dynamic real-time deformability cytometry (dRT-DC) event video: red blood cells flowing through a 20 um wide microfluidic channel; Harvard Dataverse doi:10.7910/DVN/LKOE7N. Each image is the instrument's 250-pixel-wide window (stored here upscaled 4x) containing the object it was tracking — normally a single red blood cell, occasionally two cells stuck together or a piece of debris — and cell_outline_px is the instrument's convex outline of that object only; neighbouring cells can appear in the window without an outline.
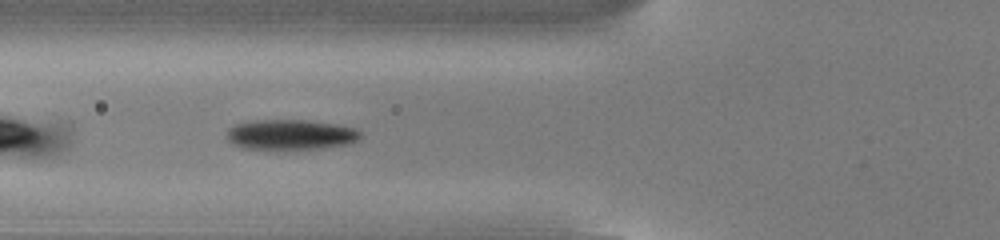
{"species": "common noctule bat (a hibernating species)", "species_latin": "Nyctalus noctula", "temperature_condition": "cold", "stored_images_in_passage": 37, "camera_frame_rate_fps": 3000, "um_per_image_px": 0.085, "animal": {"sex": "male", "body_mass_g": 13.0, "forearm_length_mm": 53.1}, "frame": {"image": 1, "passage_image": 5, "time_ms": 1.333, "image_size_px": [1000, 240], "cell_outline_px": [[364, 136], [360, 140], [348, 144], [320, 148], [240, 148], [232, 144], [228, 140], [228, 128], [232, 124], [252, 120], [304, 120], [336, 124], [356, 128]], "centroid_in_image_um": [24.72, 11.42], "position_along_channel_um": 101.1, "area_um2": 23.52}}
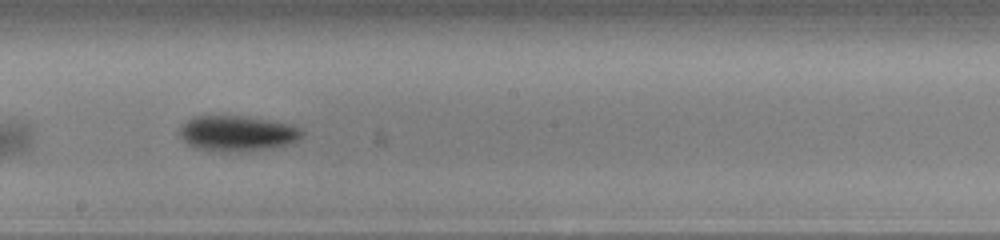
{"frame": {"image": 2, "passage_image": 15, "time_ms": 4.667, "image_size_px": [1000, 240], "cell_outline_px": [[304, 136], [292, 144], [272, 148], [244, 152], [220, 152], [196, 148], [188, 144], [180, 136], [180, 128], [192, 116], [248, 116], [288, 124], [300, 128], [304, 132]], "centroid_in_image_um": [20.21, 11.36], "position_along_channel_um": 228.0, "area_um2": 25.61}}
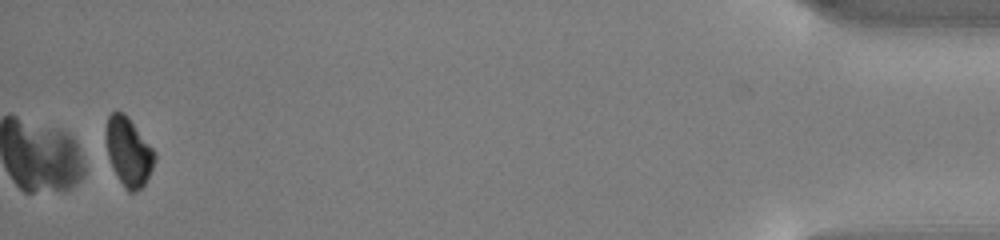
{"frame": {"image": 3, "passage_image": 37, "time_ms": 12.0, "image_size_px": [1000, 240], "cell_outline_px": [[156, 156], [152, 168], [144, 184], [136, 192], [128, 192], [124, 188], [112, 168], [108, 156], [104, 136], [108, 116], [112, 112], [124, 112], [128, 116], [156, 152]], "centroid_in_image_um": [10.9, 12.88], "position_along_channel_um": 424.3, "area_um2": 19.59}, "authors_computed_cell_mechanics": {"area_um2": 24.4494, "velocity_mm_per_s": 3.8092, "shape_relaxation_time_tau1_ms": 1.9657, "shape_relaxation_time_tau2_ms": null, "deformation_change_tau1": 0.1165, "deformation_change_tau2": null}}